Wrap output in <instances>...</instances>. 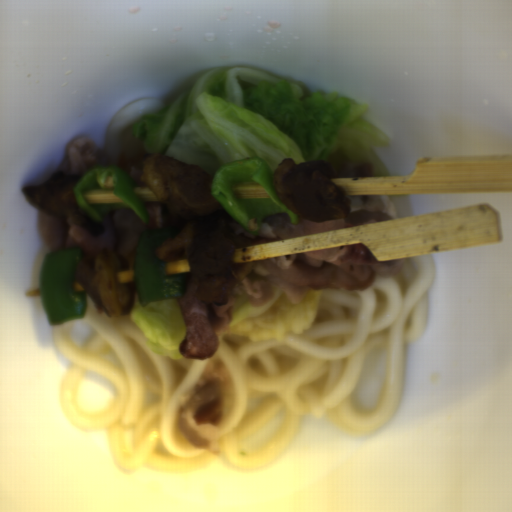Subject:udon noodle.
<instances>
[{
	"label": "udon noodle",
	"instance_id": "1",
	"mask_svg": "<svg viewBox=\"0 0 512 512\" xmlns=\"http://www.w3.org/2000/svg\"><path fill=\"white\" fill-rule=\"evenodd\" d=\"M392 276L375 275L365 288L322 290L315 320L302 332L260 341L221 333L205 359H171L154 353L130 313L106 316L87 293L83 315L94 333L73 344L75 319L56 323L53 337L68 362L58 386L59 405L80 430L104 431L110 461L119 471L183 472L223 459L241 470H262L299 433L303 417L329 418L344 434L363 437L384 428L398 412L407 345L428 323L431 254L403 259ZM388 355L386 382L375 410L362 413L353 398L363 363L375 349ZM230 371L219 425L220 454L189 444L177 416L182 398L209 363ZM84 372L103 374L114 387L111 405L89 415L78 408L75 388ZM276 435L246 452L242 443L280 409Z\"/></svg>",
	"mask_w": 512,
	"mask_h": 512
},
{
	"label": "udon noodle",
	"instance_id": "2",
	"mask_svg": "<svg viewBox=\"0 0 512 512\" xmlns=\"http://www.w3.org/2000/svg\"><path fill=\"white\" fill-rule=\"evenodd\" d=\"M163 108L167 107L161 100L149 96L131 101L108 121L101 145L106 167L124 172L132 162L148 156L132 125L140 116Z\"/></svg>",
	"mask_w": 512,
	"mask_h": 512
},
{
	"label": "udon noodle",
	"instance_id": "3",
	"mask_svg": "<svg viewBox=\"0 0 512 512\" xmlns=\"http://www.w3.org/2000/svg\"><path fill=\"white\" fill-rule=\"evenodd\" d=\"M282 294H284V293L281 290L276 288L274 291L271 292L270 302L266 303L264 305H261V306H252L251 305L248 316H254L260 312L267 310Z\"/></svg>",
	"mask_w": 512,
	"mask_h": 512
}]
</instances>
